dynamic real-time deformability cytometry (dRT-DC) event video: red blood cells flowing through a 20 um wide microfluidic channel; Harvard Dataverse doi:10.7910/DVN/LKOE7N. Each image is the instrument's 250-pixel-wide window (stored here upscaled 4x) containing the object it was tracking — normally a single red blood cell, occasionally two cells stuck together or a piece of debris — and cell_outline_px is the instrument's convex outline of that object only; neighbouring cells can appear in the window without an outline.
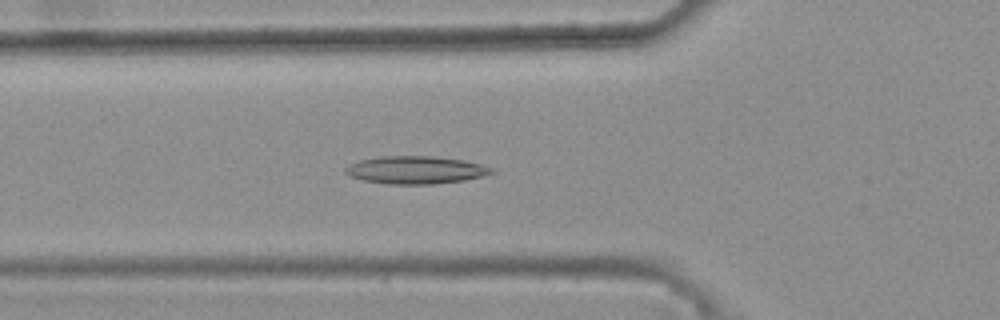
{"species": "common noctule bat (a hibernating species)", "species_latin": "Nyctalus noctula", "temperature_condition": "warm", "stored_images_in_passage": 45, "camera_frame_rate_fps": 3000, "um_per_image_px": 0.085, "animal": {"sex": "female", "body_mass_g": 25.1}, "frame": {"image": 1, "passage_image": 19, "time_ms": 6.0, "image_size_px": [1000, 320], "cell_outline_px": [[496, 172], [464, 180], [432, 184], [388, 184], [364, 180], [348, 176], [344, 172], [344, 168], [348, 164], [360, 160], [380, 156], [432, 156], [464, 160], [480, 164], [492, 168]], "centroid_in_image_um": [35.28, 14.44], "position_along_channel_um": 90.5, "area_um2": 23.58}}
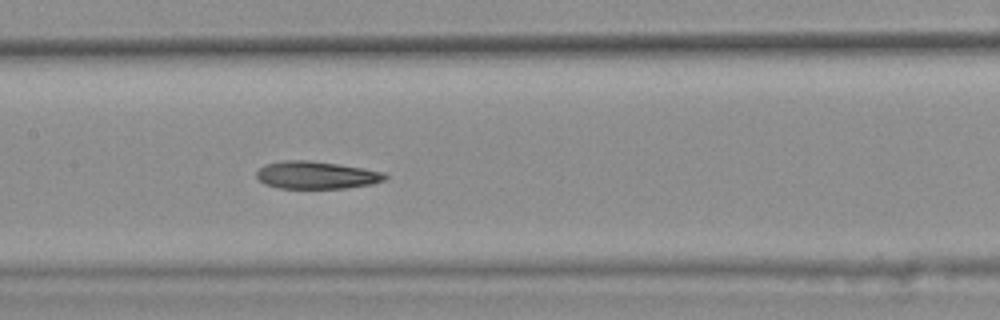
{"frame": {"image": 2, "passage_image": 26, "time_ms": 8.333, "image_size_px": [1000, 320], "cell_outline_px": [[388, 176], [384, 180], [372, 184], [348, 188], [276, 188], [264, 184], [256, 176], [256, 172], [264, 164], [284, 160], [308, 160], [364, 168], [384, 172]], "centroid_in_image_um": [26.88, 14.88], "position_along_channel_um": 180.5, "area_um2": 20.69}}
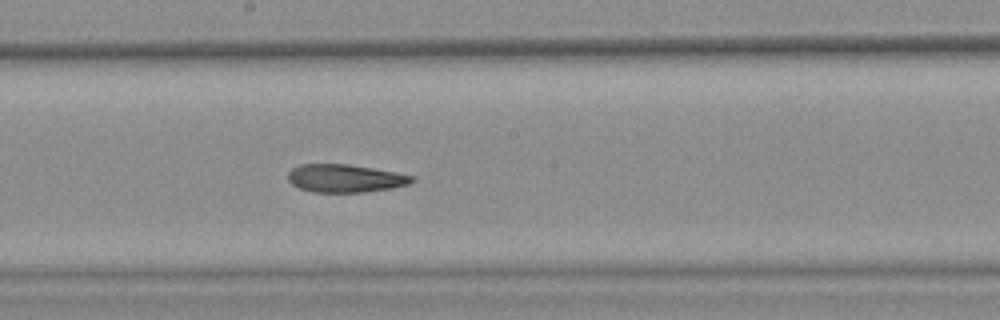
{"frame": {"image": 3, "passage_image": 29, "time_ms": 9.333, "image_size_px": [1000, 320], "cell_outline_px": [[416, 180], [408, 184], [392, 188], [364, 192], [312, 192], [300, 188], [292, 184], [288, 180], [288, 172], [292, 168], [300, 164], [348, 164], [396, 172], [416, 176]], "centroid_in_image_um": [29.35, 15.15], "position_along_channel_um": 218.8, "area_um2": 20.29}, "authors_computed_cell_mechanics": {"area_um2": 21.6172, "velocity_mm_per_s": 3.8499, "shape_relaxation_time_tau1_ms": null, "shape_relaxation_time_tau2_ms": 2.4784, "deformation_change_tau1": null, "deformation_change_tau2": 0.1065}}